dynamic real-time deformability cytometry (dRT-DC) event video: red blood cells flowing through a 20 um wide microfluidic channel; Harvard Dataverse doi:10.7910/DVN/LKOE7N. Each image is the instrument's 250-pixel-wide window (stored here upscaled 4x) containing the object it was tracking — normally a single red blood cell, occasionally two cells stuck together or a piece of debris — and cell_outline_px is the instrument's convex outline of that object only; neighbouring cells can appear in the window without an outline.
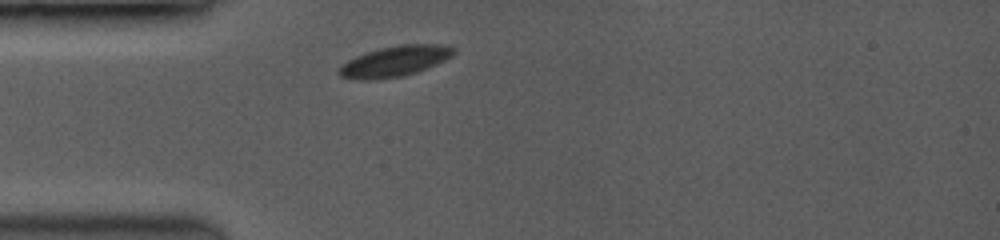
{"species": "common noctule bat (a hibernating species)", "species_latin": "Nyctalus noctula", "temperature_condition": "room temperature", "stored_images_in_passage": 3, "camera_frame_rate_fps": 3500, "um_per_image_px": 0.085, "animal": {"sex": "female", "body_mass_g": 19.0, "forearm_length_mm": 53.3}, "frame": {"image": 1, "passage_image": 1, "time_ms": 0.0, "image_size_px": [1000, 240], "cell_outline_px": [[456, 52], [452, 56], [416, 72], [400, 76], [340, 76], [336, 68], [348, 60], [356, 56], [380, 48], [396, 44], [440, 44], [452, 48]], "centroid_in_image_um": [33.62, 5.12], "position_along_channel_um": 51.4, "area_um2": 19.13}}